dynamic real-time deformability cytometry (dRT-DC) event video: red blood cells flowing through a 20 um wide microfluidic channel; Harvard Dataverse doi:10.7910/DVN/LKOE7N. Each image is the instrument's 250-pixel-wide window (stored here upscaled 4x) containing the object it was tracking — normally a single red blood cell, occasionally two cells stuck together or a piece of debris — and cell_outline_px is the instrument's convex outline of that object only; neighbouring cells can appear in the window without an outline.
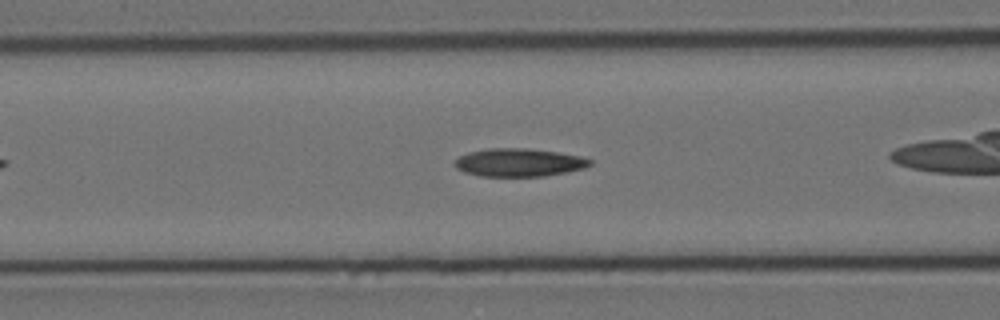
{"species": "Egyptian fruit bat (a non-hibernating species)", "species_latin": "Rousettus aegyptiacus", "temperature_condition": "cold", "stored_images_in_passage": 34, "camera_frame_rate_fps": 3000, "um_per_image_px": 0.085, "animal": {"sex": "female"}, "frame": {"image": 1, "passage_image": 7, "time_ms": 2.0, "image_size_px": [1000, 320], "cell_outline_px": [[592, 164], [584, 168], [544, 176], [480, 176], [464, 172], [456, 168], [452, 164], [460, 156], [468, 152], [488, 148], [528, 148], [556, 152], [580, 156], [592, 160]], "centroid_in_image_um": [44.08, 13.81], "position_along_channel_um": 122.5, "area_um2": 22.08}}
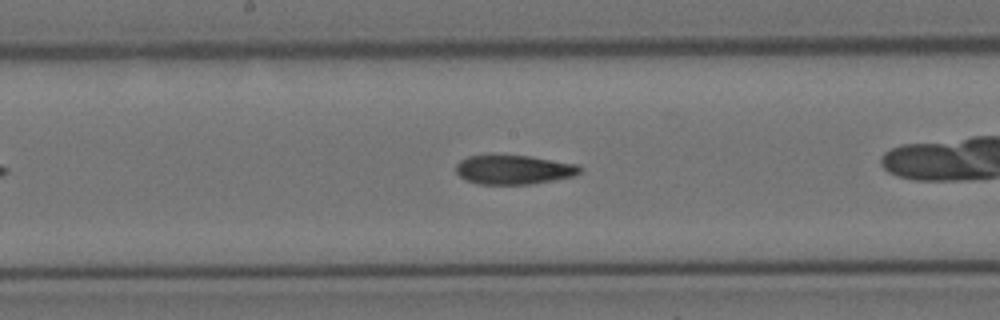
{"frame": {"image": 2, "passage_image": 14, "time_ms": 4.333, "image_size_px": [1000, 320], "cell_outline_px": [[584, 168], [580, 172], [572, 176], [552, 180], [528, 184], [480, 184], [468, 180], [460, 176], [456, 172], [456, 164], [460, 160], [468, 156], [488, 152], [492, 152], [532, 156], [576, 164]], "centroid_in_image_um": [43.61, 14.36], "position_along_channel_um": 204.6, "area_um2": 21.73}}
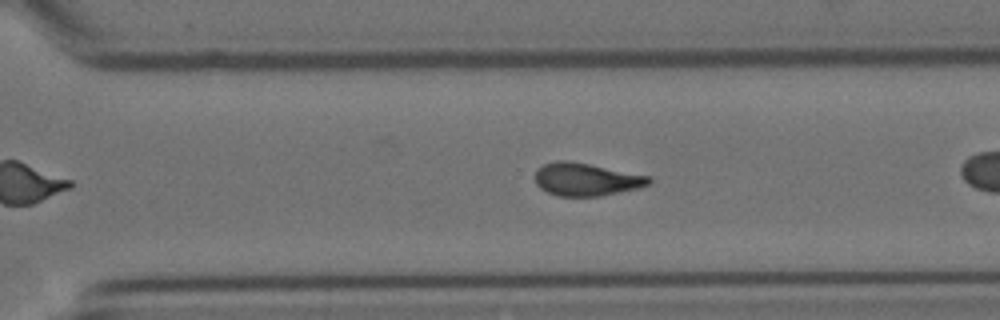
{"frame": {"image": 3, "passage_image": 24, "time_ms": 7.667, "image_size_px": [1000, 320], "cell_outline_px": [[652, 180], [648, 184], [640, 188], [600, 196], [556, 196], [540, 188], [536, 184], [536, 172], [544, 164], [556, 160], [568, 160], [652, 176]], "centroid_in_image_um": [49.85, 15.25], "position_along_channel_um": 320.7, "area_um2": 21.79}, "authors_computed_cell_mechanics": {"area_um2": 21.7617, "velocity_mm_per_s": 3.5068, "shape_relaxation_time_tau1_ms": 8.5103, "shape_relaxation_time_tau2_ms": 3.775, "deformation_change_tau1": 0.2177, "deformation_change_tau2": 0.1148}}